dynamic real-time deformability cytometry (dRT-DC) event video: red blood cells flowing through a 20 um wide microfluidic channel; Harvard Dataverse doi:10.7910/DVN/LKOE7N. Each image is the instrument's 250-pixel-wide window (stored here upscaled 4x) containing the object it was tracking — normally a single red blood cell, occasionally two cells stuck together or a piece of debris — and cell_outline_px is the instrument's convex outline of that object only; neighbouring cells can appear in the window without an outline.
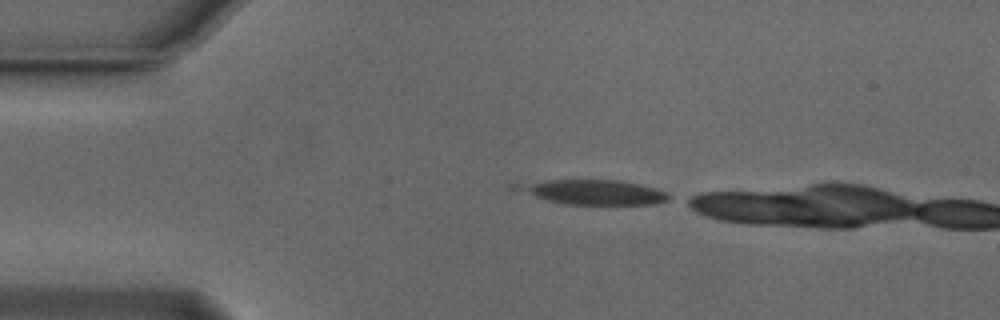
{"species": "Egyptian fruit bat (a non-hibernating species)", "species_latin": "Rousettus aegyptiacus", "temperature_condition": "cold", "stored_images_in_passage": 3, "camera_frame_rate_fps": 3000, "um_per_image_px": 0.085, "animal": {"sex": "male"}, "frame": {"image": 1, "passage_image": 1, "time_ms": 0.0, "image_size_px": [1000, 320], "cell_outline_px": [[672, 196], [668, 200], [656, 204], [564, 204], [548, 200], [508, 188], [508, 184], [548, 180], [620, 180], [640, 184], [656, 188]], "centroid_in_image_um": [50.36, 16.32], "position_along_channel_um": 34.6, "area_um2": 22.02}}